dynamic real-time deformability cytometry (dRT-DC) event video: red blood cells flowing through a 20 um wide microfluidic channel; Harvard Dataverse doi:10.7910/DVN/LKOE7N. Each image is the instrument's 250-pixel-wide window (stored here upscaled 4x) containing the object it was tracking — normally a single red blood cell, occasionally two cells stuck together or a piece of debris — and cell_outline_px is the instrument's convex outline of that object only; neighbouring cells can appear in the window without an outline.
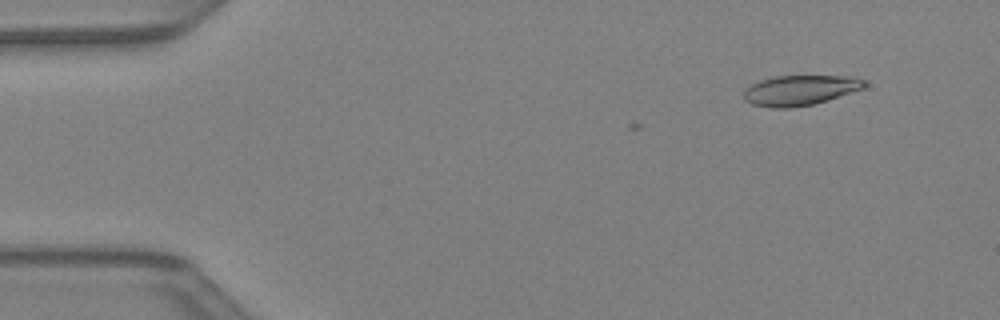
{"species": "Egyptian fruit bat (a non-hibernating species)", "species_latin": "Rousettus aegyptiacus", "temperature_condition": "warm", "stored_images_in_passage": 2, "camera_frame_rate_fps": 3000, "um_per_image_px": 0.085, "animal": {"sex": "female"}, "frame": {"image": 1, "passage_image": 2, "time_ms": 0.333, "image_size_px": [1000, 320], "cell_outline_px": [[868, 84], [864, 88], [828, 100], [812, 104], [792, 108], [772, 108], [752, 104], [744, 100], [744, 88], [760, 80], [776, 76], [856, 76], [864, 80]], "centroid_in_image_um": [68.01, 7.67], "position_along_channel_um": 17.0, "area_um2": 21.33}}